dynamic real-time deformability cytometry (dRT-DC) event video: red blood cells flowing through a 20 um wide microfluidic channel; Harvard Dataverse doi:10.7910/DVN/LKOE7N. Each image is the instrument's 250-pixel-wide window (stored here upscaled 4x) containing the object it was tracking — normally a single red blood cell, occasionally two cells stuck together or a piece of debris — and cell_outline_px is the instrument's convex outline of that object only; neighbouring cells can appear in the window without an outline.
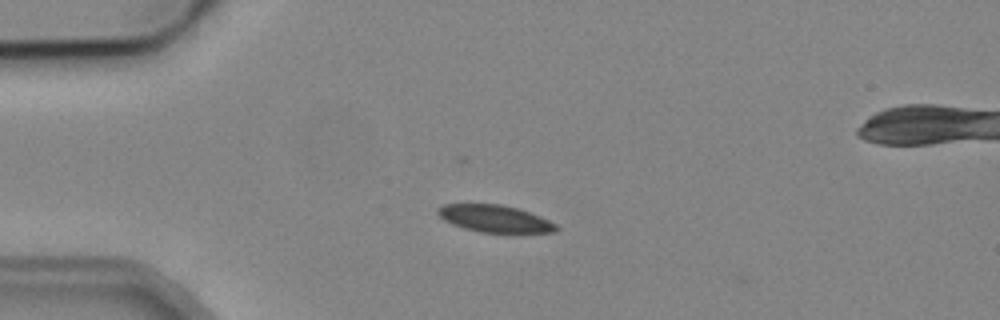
{"species": "common noctule bat (a hibernating species)", "species_latin": "Nyctalus noctula", "temperature_condition": "cold", "stored_images_in_passage": 3, "camera_frame_rate_fps": 3000, "um_per_image_px": 0.085, "animal": {"sex": "male", "body_mass_g": 19.2, "forearm_length_mm": 51.8}, "frame": {"image": 1, "passage_image": 2, "time_ms": 2.333, "image_size_px": [1000, 320], "cell_outline_px": [[560, 228], [556, 232], [480, 232], [464, 228], [452, 224], [444, 220], [436, 212], [436, 208], [444, 204], [500, 204], [516, 208], [540, 216], [556, 224]], "centroid_in_image_um": [42.03, 18.58], "position_along_channel_um": 43.0, "area_um2": 18.55}}